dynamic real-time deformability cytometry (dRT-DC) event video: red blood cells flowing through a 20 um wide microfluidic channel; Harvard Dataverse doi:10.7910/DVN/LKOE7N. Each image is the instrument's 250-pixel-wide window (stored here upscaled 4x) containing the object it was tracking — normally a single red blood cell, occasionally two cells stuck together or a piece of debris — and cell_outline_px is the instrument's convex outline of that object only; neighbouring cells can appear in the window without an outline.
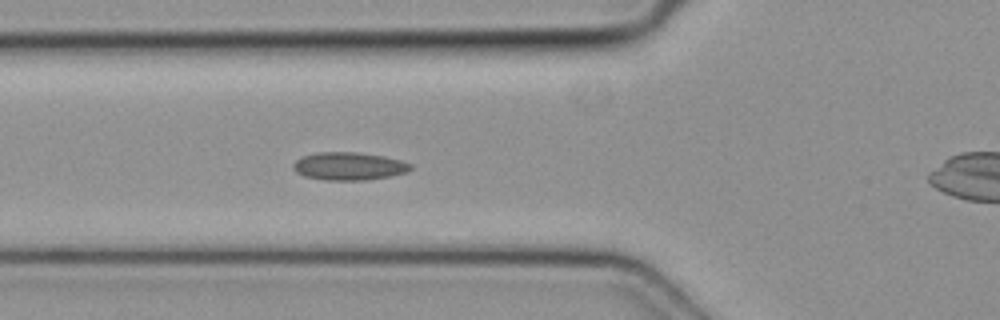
{"species": "common noctule bat (a hibernating species)", "species_latin": "Nyctalus noctula", "temperature_condition": "cold", "stored_images_in_passage": 6, "camera_frame_rate_fps": 3000, "um_per_image_px": 0.085, "animal": {"sex": "female", "body_mass_g": 19.3, "forearm_length_mm": 54.1}, "frame": {"image": 1, "passage_image": 5, "time_ms": 1.333, "image_size_px": [1000, 320], "cell_outline_px": [[412, 168], [408, 172], [392, 176], [368, 180], [324, 180], [304, 176], [296, 172], [292, 168], [292, 164], [296, 160], [304, 156], [320, 152], [356, 152], [384, 156], [400, 160], [412, 164]], "centroid_in_image_um": [29.68, 14.13], "position_along_channel_um": 96.1, "area_um2": 19.19}}